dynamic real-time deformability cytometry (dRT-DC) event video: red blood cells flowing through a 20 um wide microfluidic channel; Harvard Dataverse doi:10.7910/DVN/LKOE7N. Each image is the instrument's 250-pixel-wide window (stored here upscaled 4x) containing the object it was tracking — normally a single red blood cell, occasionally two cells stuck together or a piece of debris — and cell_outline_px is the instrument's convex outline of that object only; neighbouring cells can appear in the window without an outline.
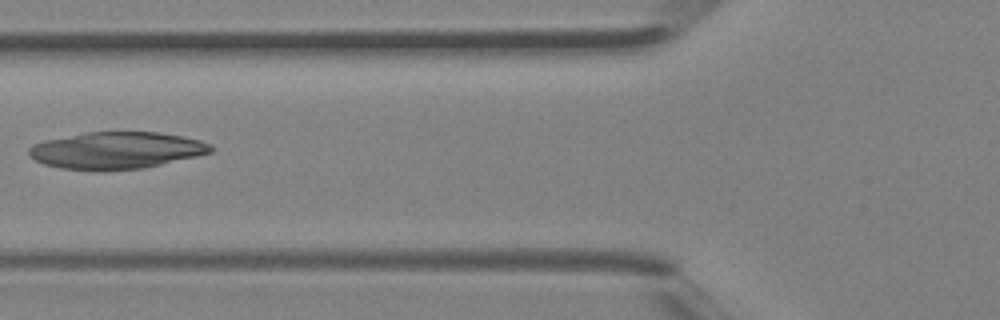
{"species": "Egyptian fruit bat (a non-hibernating species)", "species_latin": "Rousettus aegyptiacus", "temperature_condition": "room temperature", "stored_images_in_passage": 2, "camera_frame_rate_fps": 3000, "um_per_image_px": 0.085, "animal": {"sex": "female"}, "frame": {"image": 1, "passage_image": 2, "time_ms": 0.333, "image_size_px": [1000, 320], "cell_outline_px": [[212, 152], [196, 156], [144, 168], [104, 172], [100, 172], [60, 168], [44, 164], [28, 156], [28, 148], [32, 144], [44, 140], [88, 132], [156, 132], [184, 136], [200, 140], [208, 144], [212, 148]], "centroid_in_image_um": [9.84, 12.8], "position_along_channel_um": 116.0, "area_um2": 39.48}}